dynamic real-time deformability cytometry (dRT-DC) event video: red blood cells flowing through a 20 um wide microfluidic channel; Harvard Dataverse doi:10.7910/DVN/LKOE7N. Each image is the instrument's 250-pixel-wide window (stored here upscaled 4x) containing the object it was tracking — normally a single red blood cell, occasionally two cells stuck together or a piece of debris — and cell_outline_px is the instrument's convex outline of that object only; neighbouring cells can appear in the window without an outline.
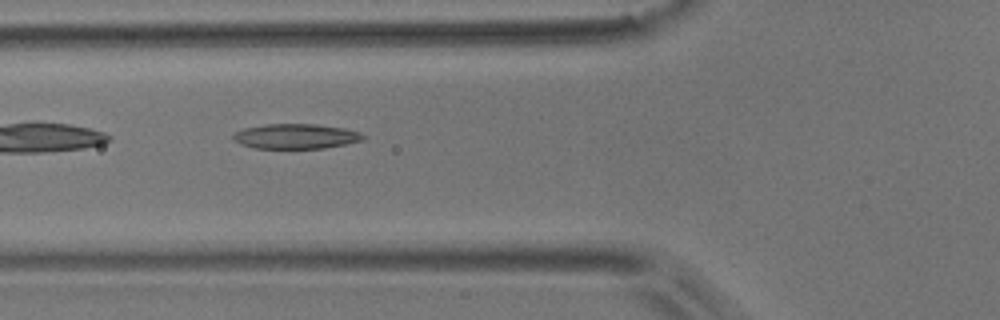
{"species": "common noctule bat (a hibernating species)", "species_latin": "Nyctalus noctula", "temperature_condition": "room temperature", "stored_images_in_passage": 7, "camera_frame_rate_fps": 3000, "um_per_image_px": 0.085, "animal": {"sex": "male", "body_mass_g": 17.9}, "frame": {"image": 1, "passage_image": 6, "time_ms": 1.667, "image_size_px": [1000, 320], "cell_outline_px": [[364, 140], [324, 148], [256, 148], [240, 144], [232, 140], [232, 136], [236, 132], [244, 128], [264, 124], [316, 124], [344, 128], [360, 132], [364, 136]], "centroid_in_image_um": [25.12, 11.58], "position_along_channel_um": 100.7, "area_um2": 18.84}}
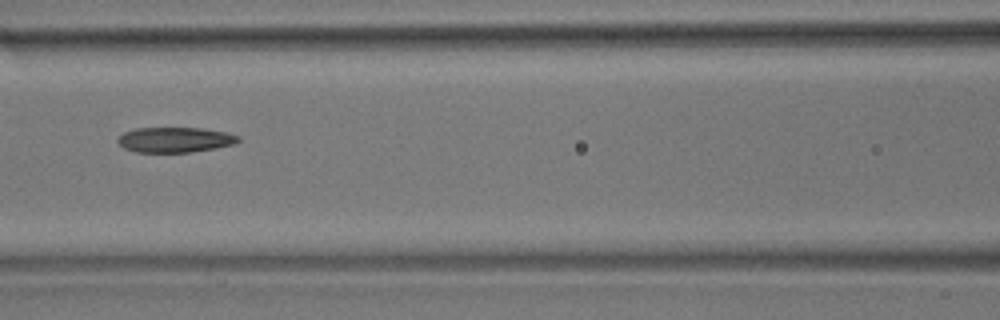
{"frame": {"image": 2, "passage_image": 7, "time_ms": 2.0, "image_size_px": [1000, 320], "cell_outline_px": [[240, 140], [232, 144], [192, 152], [136, 152], [124, 148], [116, 140], [124, 132], [136, 128], [200, 128], [228, 132], [240, 136]], "centroid_in_image_um": [14.86, 11.87], "position_along_channel_um": 151.7, "area_um2": 17.57}}